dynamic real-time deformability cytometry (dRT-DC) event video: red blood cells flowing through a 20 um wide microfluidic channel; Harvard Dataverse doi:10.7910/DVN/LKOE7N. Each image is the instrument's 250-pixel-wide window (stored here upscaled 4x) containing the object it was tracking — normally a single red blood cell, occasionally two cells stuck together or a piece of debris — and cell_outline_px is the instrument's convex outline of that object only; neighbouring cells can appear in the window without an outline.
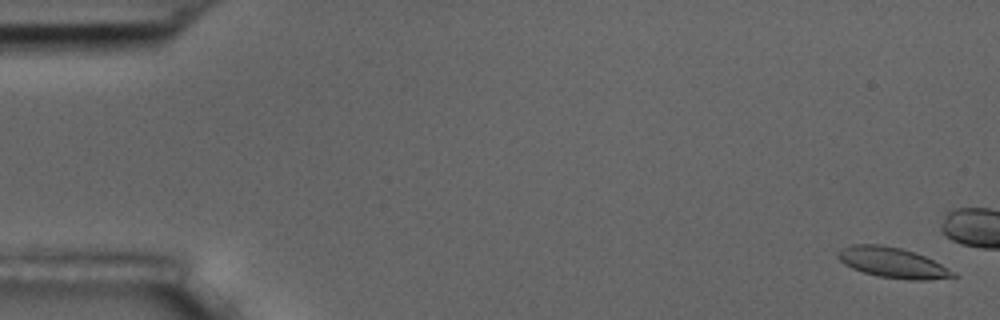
{"species": "common noctule bat (a hibernating species)", "species_latin": "Nyctalus noctula", "temperature_condition": "room temperature", "stored_images_in_passage": 6, "segment_of_instrument_passage": [2, 2], "camera_frame_rate_fps": 3000, "um_per_image_px": 0.085, "animal": {"sex": "male", "body_mass_g": 17.5, "forearm_length_mm": 52.3}, "frame": {"image": 1, "passage_image": 6, "time_ms": 6.667, "image_size_px": [1000, 320], "cell_outline_px": [[960, 276], [928, 280], [912, 280], [876, 276], [852, 268], [844, 264], [836, 256], [836, 252], [840, 248], [852, 244], [880, 244], [900, 248], [924, 256], [956, 272]], "centroid_in_image_um": [75.84, 22.32], "position_along_channel_um": 9.2, "area_um2": 20.4}}